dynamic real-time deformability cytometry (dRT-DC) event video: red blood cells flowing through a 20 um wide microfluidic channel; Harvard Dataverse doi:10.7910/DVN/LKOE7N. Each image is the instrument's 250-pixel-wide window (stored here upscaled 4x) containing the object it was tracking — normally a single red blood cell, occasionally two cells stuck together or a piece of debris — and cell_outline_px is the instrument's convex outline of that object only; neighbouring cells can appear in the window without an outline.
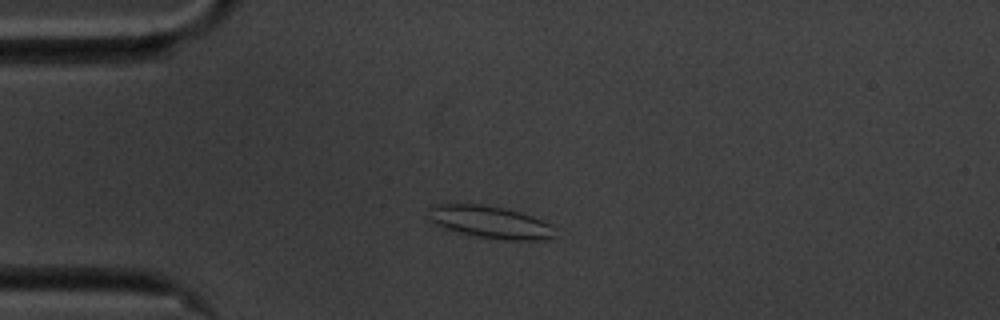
{"species": "common noctule bat (a hibernating species)", "species_latin": "Nyctalus noctula", "temperature_condition": "cold", "stored_images_in_passage": 45, "camera_frame_rate_fps": 3000, "um_per_image_px": 0.085, "animal": {"sex": "male", "body_mass_g": 20.1, "forearm_length_mm": 53.5}, "frame": {"image": 1, "passage_image": 1, "time_ms": 0.0, "image_size_px": [1000, 320], "cell_outline_px": [[556, 236], [544, 240], [508, 240], [476, 236], [444, 228], [432, 224], [428, 220], [428, 208], [432, 204], [480, 204], [504, 208], [520, 212], [532, 216], [552, 224]], "centroid_in_image_um": [41.64, 18.87], "position_along_channel_um": 43.4, "area_um2": 24.04}}
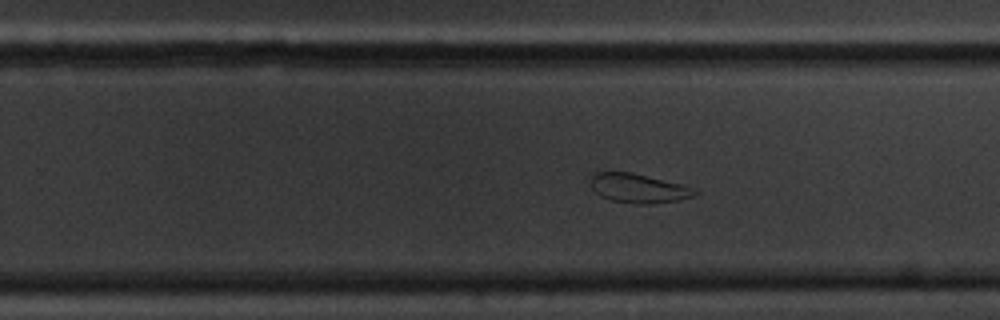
{"frame": {"image": 2, "passage_image": 23, "time_ms": 7.333, "image_size_px": [1000, 320], "cell_outline_px": [[700, 192], [692, 196], [676, 200], [648, 204], [636, 204], [612, 200], [600, 196], [592, 188], [584, 176], [592, 172], [632, 172], [684, 184]], "centroid_in_image_um": [54.17, 15.97], "position_along_channel_um": 275.6, "area_um2": 18.09}}
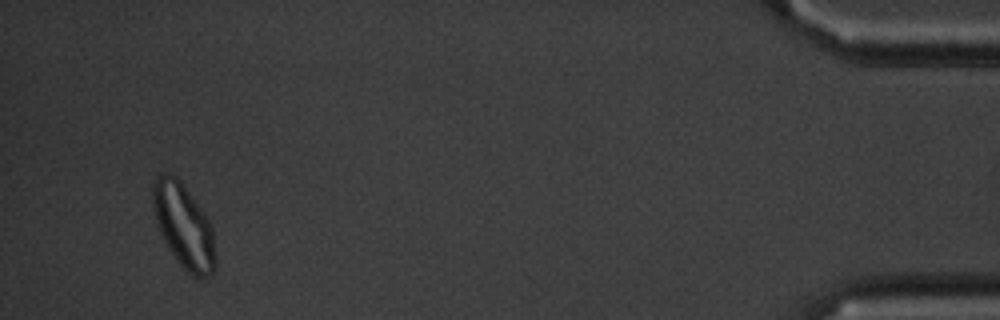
{"frame": {"image": 3, "passage_image": 42, "time_ms": 13.667, "image_size_px": [1000, 320], "cell_outline_px": [[216, 268], [208, 276], [192, 276], [180, 264], [168, 248], [160, 232], [152, 208], [152, 184], [156, 176], [164, 172], [168, 172], [176, 176], [180, 180], [204, 212], [212, 228], [216, 256]], "centroid_in_image_um": [15.6, 19.17], "position_along_channel_um": 419.6, "area_um2": 30.69}, "authors_computed_cell_mechanics": {"area_um2": 20.8658, "velocity_mm_per_s": 3.4569, "shape_relaxation_time_tau1_ms": null, "shape_relaxation_time_tau2_ms": 1.4481, "deformation_change_tau1": null, "deformation_change_tau2": 0.073}}